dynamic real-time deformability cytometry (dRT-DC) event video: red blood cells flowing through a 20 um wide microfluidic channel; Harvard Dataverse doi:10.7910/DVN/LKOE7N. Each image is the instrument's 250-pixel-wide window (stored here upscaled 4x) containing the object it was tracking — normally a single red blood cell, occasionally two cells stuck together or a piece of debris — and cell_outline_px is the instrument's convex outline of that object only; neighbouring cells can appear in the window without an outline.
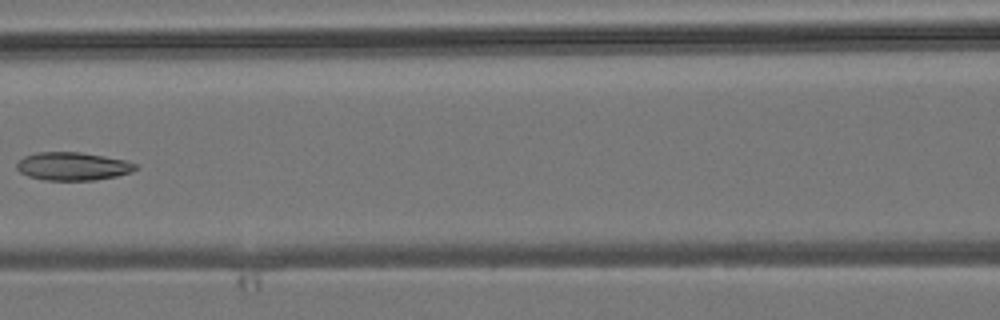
{"species": "common noctule bat (a hibernating species)", "species_latin": "Nyctalus noctula", "temperature_condition": "room temperature", "stored_images_in_passage": 6, "camera_frame_rate_fps": 3000, "um_per_image_px": 0.085, "animal": {"sex": "male", "body_mass_g": 19.2, "forearm_length_mm": 51.8}, "frame": {"image": 1, "passage_image": 6, "time_ms": 5.667, "image_size_px": [1000, 320], "cell_outline_px": [[136, 168], [132, 172], [116, 176], [92, 180], [44, 180], [28, 176], [20, 172], [16, 168], [16, 164], [24, 156], [36, 152], [80, 152], [104, 156], [124, 160], [136, 164]], "centroid_in_image_um": [6.15, 14.13], "position_along_channel_um": 160.4, "area_um2": 19.36}}